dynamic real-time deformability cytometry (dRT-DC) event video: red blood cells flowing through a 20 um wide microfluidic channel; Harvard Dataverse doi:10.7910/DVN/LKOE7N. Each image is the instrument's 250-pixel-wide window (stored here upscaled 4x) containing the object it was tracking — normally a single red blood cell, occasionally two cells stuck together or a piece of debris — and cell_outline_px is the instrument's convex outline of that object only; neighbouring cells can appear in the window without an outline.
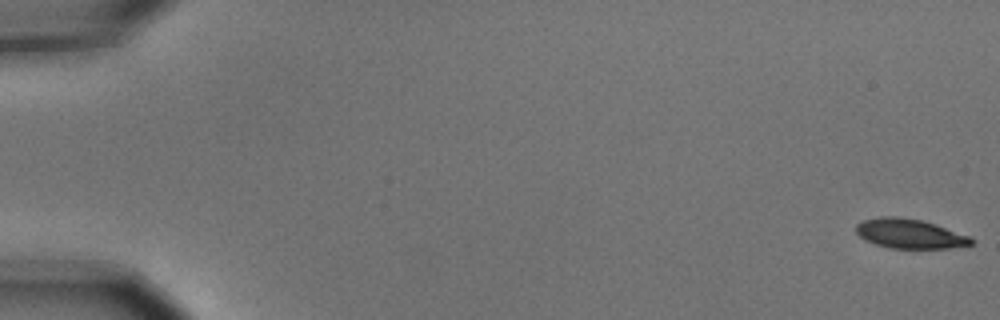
{"species": "common noctule bat (a hibernating species)", "species_latin": "Nyctalus noctula", "temperature_condition": "cold", "stored_images_in_passage": 5, "camera_frame_rate_fps": 3000, "um_per_image_px": 0.085, "animal": {"sex": "male", "body_mass_g": 15.6}, "frame": {"image": 1, "passage_image": 1, "time_ms": 0.0, "image_size_px": [1000, 320], "cell_outline_px": [[976, 240], [972, 244], [948, 248], [888, 248], [864, 240], [856, 232], [856, 224], [860, 220], [880, 216], [896, 216], [924, 220], [972, 236]], "centroid_in_image_um": [77.34, 19.85], "position_along_channel_um": 7.7, "area_um2": 20.17}}
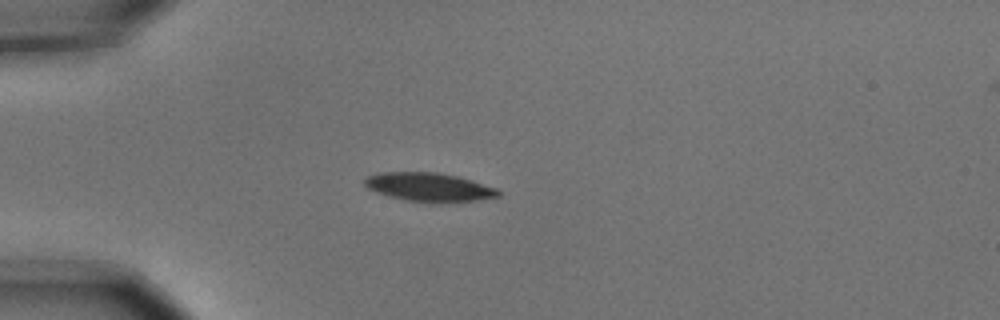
{"frame": {"image": 2, "passage_image": 5, "time_ms": 1.333, "image_size_px": [1000, 320], "cell_outline_px": [[500, 196], [476, 200], [432, 204], [408, 200], [388, 196], [376, 192], [368, 188], [364, 184], [364, 180], [368, 176], [384, 172], [436, 172], [456, 176], [496, 188], [500, 192]], "centroid_in_image_um": [36.46, 15.92], "position_along_channel_um": 48.5, "area_um2": 22.25}}